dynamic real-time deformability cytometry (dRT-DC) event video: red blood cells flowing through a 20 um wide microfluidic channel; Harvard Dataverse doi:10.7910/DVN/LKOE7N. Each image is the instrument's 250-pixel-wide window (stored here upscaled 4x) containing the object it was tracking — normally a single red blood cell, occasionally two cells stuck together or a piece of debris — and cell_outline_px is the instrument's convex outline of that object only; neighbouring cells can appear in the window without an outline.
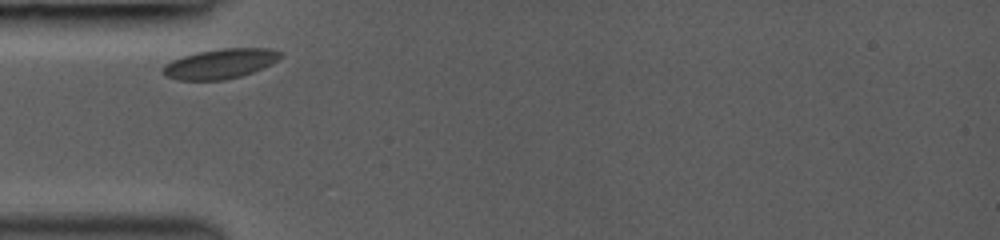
{"species": "common noctule bat (a hibernating species)", "species_latin": "Nyctalus noctula", "temperature_condition": "room temperature", "stored_images_in_passage": 9, "camera_frame_rate_fps": 3000, "um_per_image_px": 0.085, "animal": {"sex": "female", "body_mass_g": 19.0, "forearm_length_mm": 53.3}, "frame": {"image": 1, "passage_image": 1, "time_ms": 0.0, "image_size_px": [1000, 240], "cell_outline_px": [[284, 56], [252, 72], [240, 76], [224, 80], [180, 80], [164, 76], [160, 72], [160, 68], [164, 64], [172, 60], [196, 52], [220, 48], [268, 48], [284, 52]], "centroid_in_image_um": [18.67, 5.41], "position_along_channel_um": 66.3, "area_um2": 20.52}}
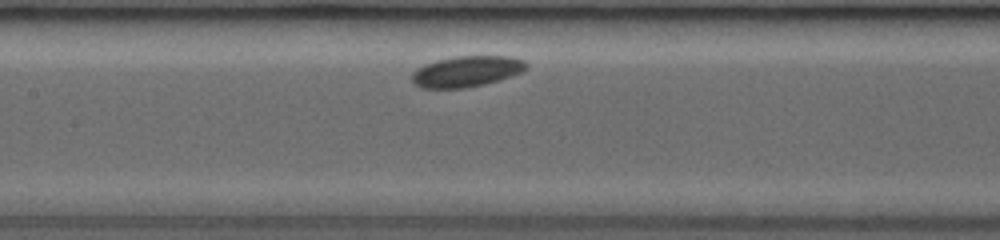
{"frame": {"image": 2, "passage_image": 5, "time_ms": 2.667, "image_size_px": [1000, 240], "cell_outline_px": [[528, 68], [520, 72], [484, 84], [468, 88], [420, 88], [412, 84], [412, 72], [416, 68], [424, 64], [436, 60], [456, 56], [512, 56], [524, 60], [528, 64]], "centroid_in_image_um": [39.61, 6.06], "position_along_channel_um": 167.8, "area_um2": 20.69}}
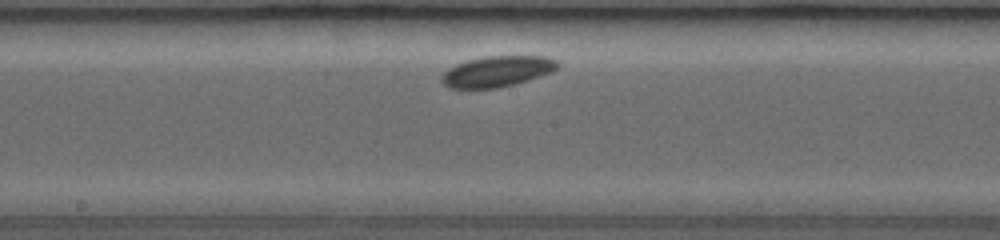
{"frame": {"image": 3, "passage_image": 7, "time_ms": 3.667, "image_size_px": [1000, 240], "cell_outline_px": [[560, 64], [556, 68], [540, 76], [516, 84], [496, 88], [448, 88], [440, 80], [440, 76], [448, 68], [456, 64], [468, 60], [484, 56], [544, 56], [556, 60]], "centroid_in_image_um": [42.21, 6.07], "position_along_channel_um": 206.0, "area_um2": 20.75}}